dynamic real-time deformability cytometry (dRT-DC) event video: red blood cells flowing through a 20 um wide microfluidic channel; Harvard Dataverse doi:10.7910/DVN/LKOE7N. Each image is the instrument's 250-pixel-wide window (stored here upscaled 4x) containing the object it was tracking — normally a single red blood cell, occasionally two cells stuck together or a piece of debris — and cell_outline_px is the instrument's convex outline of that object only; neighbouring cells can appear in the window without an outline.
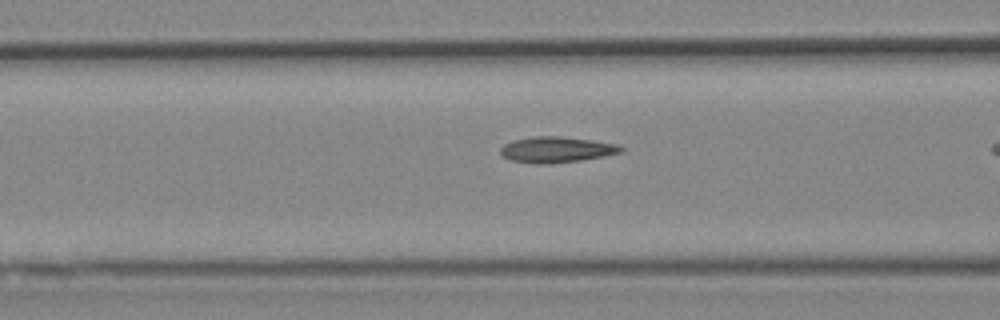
{"species": "Egyptian fruit bat (a non-hibernating species)", "species_latin": "Rousettus aegyptiacus", "temperature_condition": "cold", "stored_images_in_passage": 7, "camera_frame_rate_fps": 3000, "um_per_image_px": 0.085, "animal": {"sex": "female"}, "frame": {"image": 1, "passage_image": 6, "time_ms": 1.667, "image_size_px": [1000, 320], "cell_outline_px": [[624, 152], [604, 156], [580, 160], [548, 164], [536, 164], [508, 160], [500, 152], [500, 148], [504, 144], [512, 140], [536, 136], [560, 136], [592, 140], [616, 144], [624, 148]], "centroid_in_image_um": [47.29, 12.72], "position_along_channel_um": 119.3, "area_um2": 18.21}}